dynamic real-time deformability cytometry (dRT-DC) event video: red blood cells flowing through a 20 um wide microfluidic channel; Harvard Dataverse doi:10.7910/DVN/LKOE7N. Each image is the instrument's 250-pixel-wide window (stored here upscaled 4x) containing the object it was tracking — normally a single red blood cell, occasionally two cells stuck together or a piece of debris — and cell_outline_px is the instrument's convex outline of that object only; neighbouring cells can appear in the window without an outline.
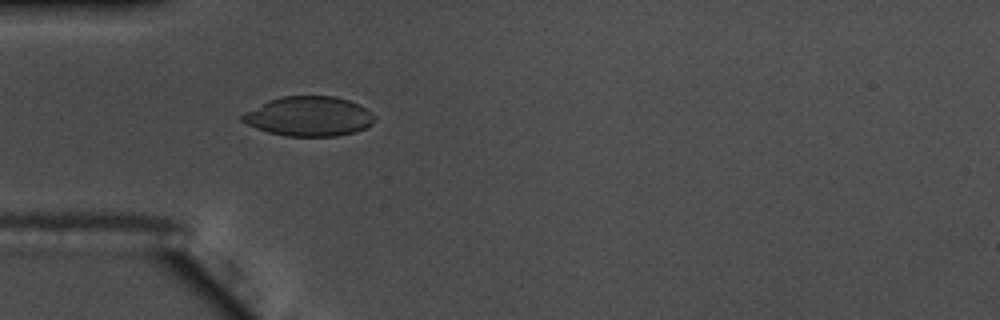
{"species": "common noctule bat (a hibernating species)", "species_latin": "Nyctalus noctula", "temperature_condition": "warm", "stored_images_in_passage": 42, "camera_frame_rate_fps": 3000, "um_per_image_px": 0.085, "animal": {"sex": "male", "body_mass_g": 17.5, "forearm_length_mm": 52.3}, "frame": {"image": 1, "passage_image": 4, "time_ms": 1.0, "image_size_px": [1000, 320], "cell_outline_px": [[376, 116], [372, 124], [368, 128], [356, 132], [336, 136], [288, 136], [268, 132], [256, 128], [240, 120], [240, 116], [244, 112], [268, 100], [280, 96], [336, 96], [348, 100], [372, 112]], "centroid_in_image_um": [26.26, 9.89], "position_along_channel_um": 58.7, "area_um2": 30.69}}
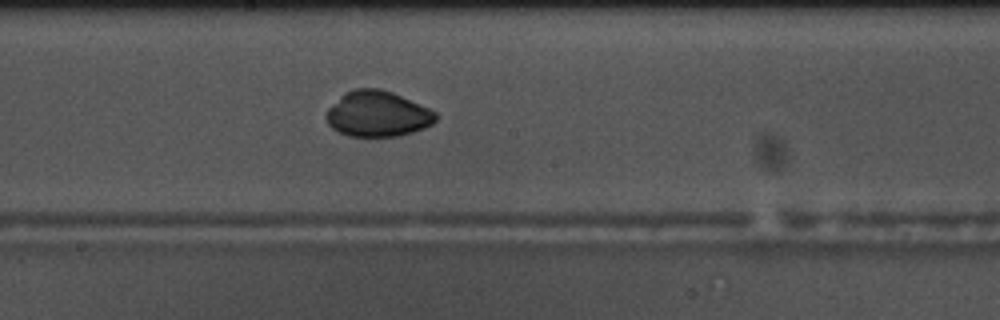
{"frame": {"image": 2, "passage_image": 17, "time_ms": 5.333, "image_size_px": [1000, 320], "cell_outline_px": [[440, 116], [432, 124], [412, 132], [396, 136], [348, 136], [332, 128], [328, 124], [324, 116], [328, 108], [344, 92], [356, 88], [380, 88], [392, 92], [428, 108], [436, 112]], "centroid_in_image_um": [32.07, 9.67], "position_along_channel_um": 216.1, "area_um2": 29.13}}
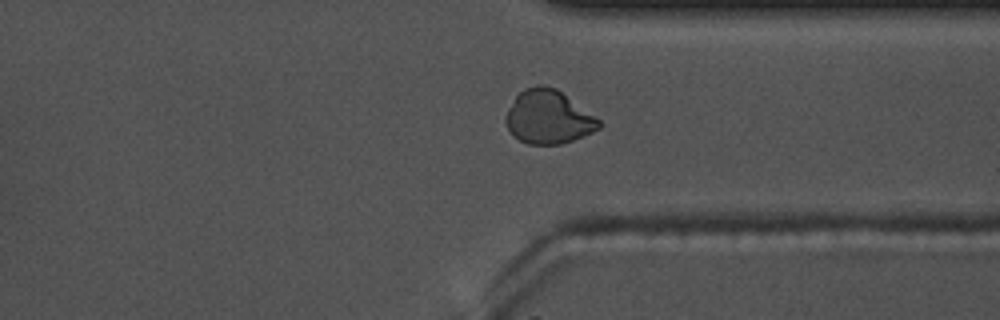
{"frame": {"image": 3, "passage_image": 29, "time_ms": 9.333, "image_size_px": [1000, 320], "cell_outline_px": [[600, 128], [584, 136], [560, 144], [528, 144], [512, 136], [504, 120], [504, 116], [508, 108], [516, 96], [524, 88], [556, 88], [600, 120]], "centroid_in_image_um": [46.58, 9.99], "position_along_channel_um": 364.8, "area_um2": 28.55}, "authors_computed_cell_mechanics": {"area_um2": 29.4491, "velocity_mm_per_s": 3.7187, "shape_relaxation_time_tau1_ms": 8.2125, "shape_relaxation_time_tau2_ms": 1.9959, "deformation_change_tau1": 0.1994, "deformation_change_tau2": 0.0328}}